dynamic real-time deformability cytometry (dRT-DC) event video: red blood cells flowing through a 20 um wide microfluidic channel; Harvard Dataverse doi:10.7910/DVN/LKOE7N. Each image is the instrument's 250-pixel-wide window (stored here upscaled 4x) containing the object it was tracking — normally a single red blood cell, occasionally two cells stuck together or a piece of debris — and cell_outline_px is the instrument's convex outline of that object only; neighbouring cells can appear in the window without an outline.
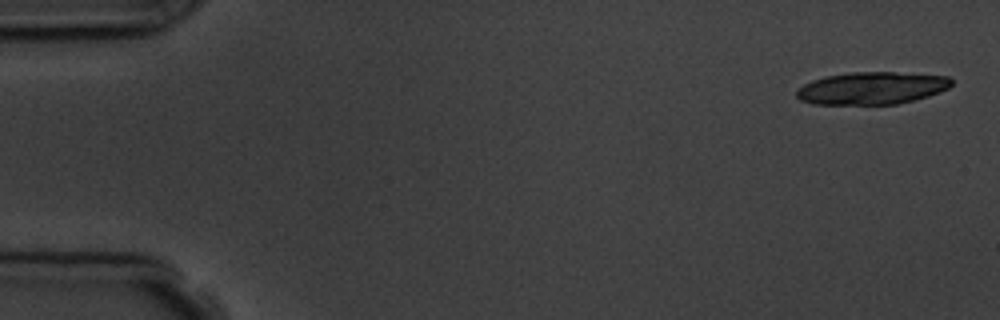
{"species": "common noctule bat (a hibernating species)", "species_latin": "Nyctalus noctula", "temperature_condition": "room temperature", "stored_images_in_passage": 4, "camera_frame_rate_fps": 3000, "um_per_image_px": 0.085, "animal": {"sex": "male", "body_mass_g": 19.5, "forearm_length_mm": 54.6}, "frame": {"image": 1, "passage_image": 1, "time_ms": 0.0, "image_size_px": [1000, 320], "cell_outline_px": [[952, 84], [948, 88], [940, 92], [928, 96], [896, 104], [812, 104], [800, 100], [796, 96], [796, 92], [804, 84], [812, 80], [824, 76], [848, 72], [892, 72], [948, 76], [952, 80]], "centroid_in_image_um": [74.09, 7.49], "position_along_channel_um": 10.9, "area_um2": 29.25}}